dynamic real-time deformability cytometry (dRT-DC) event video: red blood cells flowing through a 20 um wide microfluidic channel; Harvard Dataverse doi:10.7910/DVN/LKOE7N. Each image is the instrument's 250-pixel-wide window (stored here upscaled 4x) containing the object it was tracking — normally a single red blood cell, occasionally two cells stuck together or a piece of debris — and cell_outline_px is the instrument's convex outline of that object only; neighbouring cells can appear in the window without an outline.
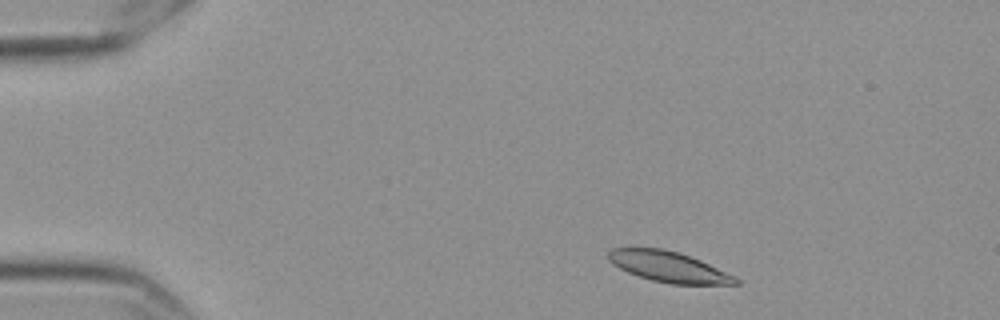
{"species": "Egyptian fruit bat (a non-hibernating species)", "species_latin": "Rousettus aegyptiacus", "temperature_condition": "cold", "stored_images_in_passage": 52, "camera_frame_rate_fps": 3000, "um_per_image_px": 0.085, "frame": {"image": 1, "passage_image": 4, "time_ms": 1.0, "image_size_px": [1000, 320], "cell_outline_px": [[740, 284], [672, 284], [652, 280], [628, 272], [612, 264], [608, 260], [608, 252], [612, 248], [660, 248], [676, 252], [700, 260], [740, 280]], "centroid_in_image_um": [56.78, 22.68], "position_along_channel_um": 28.2, "area_um2": 22.14}}
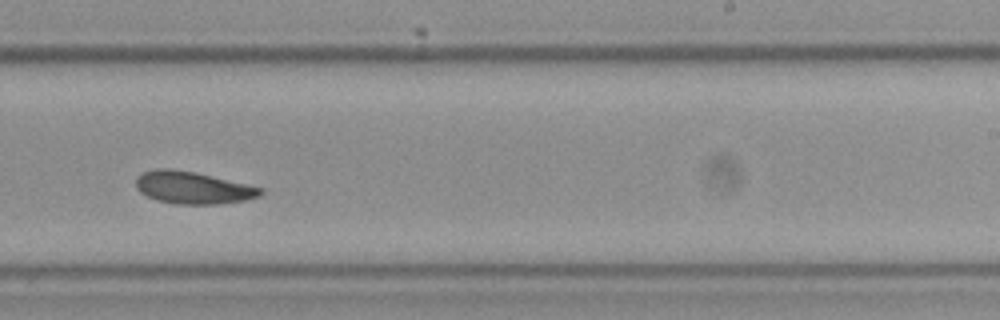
{"frame": {"image": 2, "passage_image": 31, "time_ms": 10.0, "image_size_px": [1000, 320], "cell_outline_px": [[264, 192], [260, 196], [244, 200], [220, 204], [176, 204], [156, 200], [140, 192], [136, 188], [136, 176], [140, 172], [156, 168], [168, 168], [192, 172], [244, 184], [260, 188]], "centroid_in_image_um": [16.31, 15.96], "position_along_channel_um": 272.7, "area_um2": 23.12}}
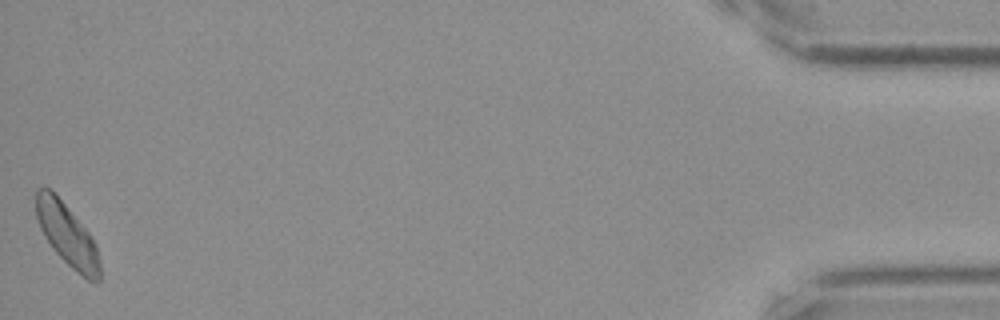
{"frame": {"image": 3, "passage_image": 52, "time_ms": 17.0, "image_size_px": [1000, 320], "cell_outline_px": [[100, 280], [96, 284], [88, 280], [76, 272], [52, 248], [44, 236], [40, 228], [36, 216], [36, 192], [40, 188], [48, 188], [64, 204], [92, 236], [96, 244], [100, 264]], "centroid_in_image_um": [5.73, 20.02], "position_along_channel_um": 429.5, "area_um2": 22.77}, "authors_computed_cell_mechanics": {"area_um2": 23.3512, "velocity_mm_per_s": 3.5092, "shape_relaxation_time_tau1_ms": 2.5911, "shape_relaxation_time_tau2_ms": 2.6343, "deformation_change_tau1": 0.0996, "deformation_change_tau2": 0.0809}}